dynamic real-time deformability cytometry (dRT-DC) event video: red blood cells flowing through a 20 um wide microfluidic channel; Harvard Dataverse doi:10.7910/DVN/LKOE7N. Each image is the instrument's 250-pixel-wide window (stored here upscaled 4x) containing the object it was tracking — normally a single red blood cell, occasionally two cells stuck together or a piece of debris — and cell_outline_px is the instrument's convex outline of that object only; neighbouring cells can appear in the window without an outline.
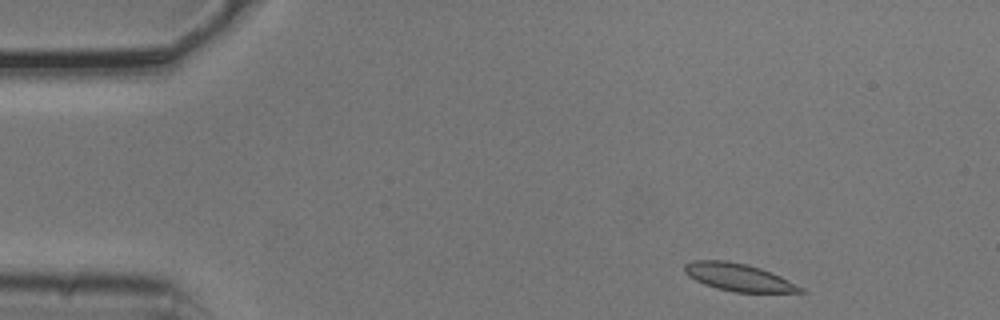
{"species": "common noctule bat (a hibernating species)", "species_latin": "Nyctalus noctula", "temperature_condition": "cold", "stored_images_in_passage": 5, "camera_frame_rate_fps": 3000, "um_per_image_px": 0.085, "animal": {"sex": "male", "body_mass_g": 20.5, "forearm_length_mm": 52.5}, "frame": {"image": 1, "passage_image": 1, "time_ms": 0.0, "image_size_px": [1000, 320], "cell_outline_px": [[808, 292], [736, 292], [716, 288], [704, 284], [688, 276], [684, 272], [684, 264], [692, 260], [724, 260], [748, 264], [760, 268], [780, 276], [804, 288]], "centroid_in_image_um": [62.75, 23.56], "position_along_channel_um": 22.2, "area_um2": 18.55}}
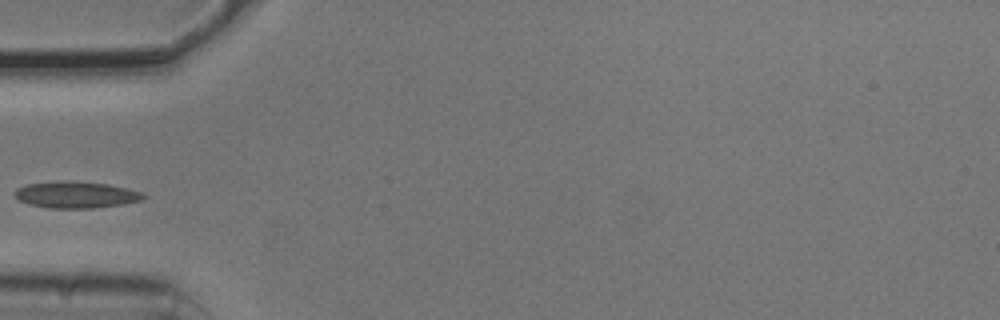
{"frame": {"image": 2, "passage_image": 4, "time_ms": 1.0, "image_size_px": [1000, 320], "cell_outline_px": [[148, 196], [144, 200], [124, 204], [92, 208], [48, 208], [28, 204], [20, 200], [16, 196], [16, 188], [28, 184], [108, 184], [128, 188], [140, 192]], "centroid_in_image_um": [6.56, 16.62], "position_along_channel_um": 78.4, "area_um2": 18.79}}
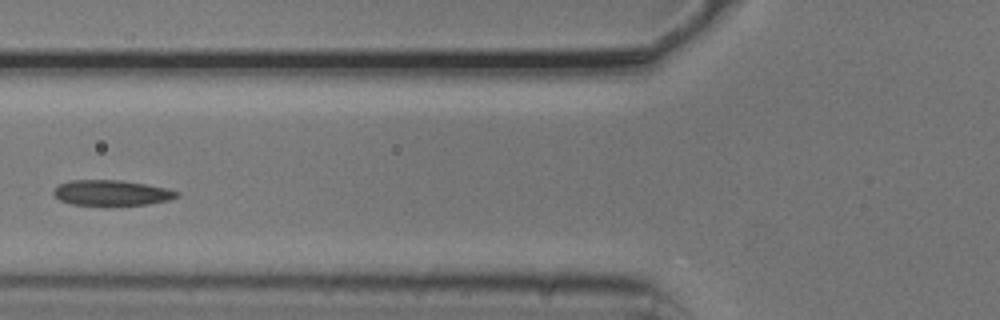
{"frame": {"image": 3, "passage_image": 5, "time_ms": 1.333, "image_size_px": [1000, 320], "cell_outline_px": [[180, 196], [168, 200], [148, 204], [104, 208], [72, 204], [60, 200], [52, 192], [60, 184], [72, 180], [120, 180], [168, 188], [180, 192]], "centroid_in_image_um": [9.51, 16.44], "position_along_channel_um": 116.3, "area_um2": 18.96}}